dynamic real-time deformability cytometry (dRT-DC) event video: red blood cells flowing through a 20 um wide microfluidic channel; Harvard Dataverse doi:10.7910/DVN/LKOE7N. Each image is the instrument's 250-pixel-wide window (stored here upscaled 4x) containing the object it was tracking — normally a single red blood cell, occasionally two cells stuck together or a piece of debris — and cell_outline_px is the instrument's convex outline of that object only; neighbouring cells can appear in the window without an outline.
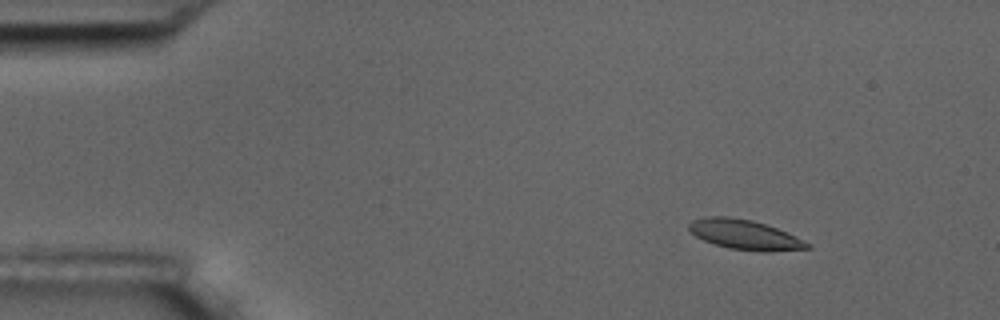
{"species": "common noctule bat (a hibernating species)", "species_latin": "Nyctalus noctula", "temperature_condition": "room temperature", "stored_images_in_passage": 5, "camera_frame_rate_fps": 3000, "um_per_image_px": 0.085, "animal": {"sex": "male", "body_mass_g": 17.5, "forearm_length_mm": 52.3}, "frame": {"image": 1, "passage_image": 2, "time_ms": 1.333, "image_size_px": [1000, 320], "cell_outline_px": [[812, 248], [768, 252], [764, 252], [728, 248], [704, 240], [696, 236], [688, 228], [688, 224], [692, 220], [708, 216], [728, 216], [752, 220], [776, 228], [796, 236], [812, 244]], "centroid_in_image_um": [63.33, 19.95], "position_along_channel_um": 21.7, "area_um2": 20.52}}
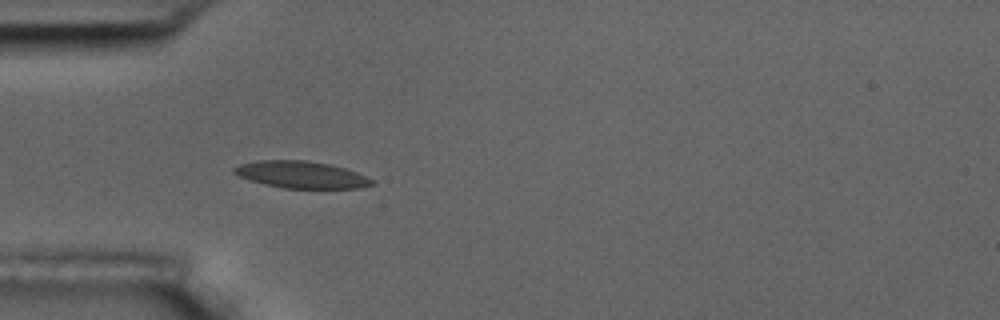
{"frame": {"image": 2, "passage_image": 5, "time_ms": 4.667, "image_size_px": [1000, 320], "cell_outline_px": [[376, 184], [360, 188], [284, 188], [264, 184], [248, 180], [232, 172], [232, 168], [240, 164], [256, 160], [304, 160], [328, 164], [344, 168], [356, 172], [376, 180]], "centroid_in_image_um": [25.61, 14.85], "position_along_channel_um": 59.4, "area_um2": 21.73}}